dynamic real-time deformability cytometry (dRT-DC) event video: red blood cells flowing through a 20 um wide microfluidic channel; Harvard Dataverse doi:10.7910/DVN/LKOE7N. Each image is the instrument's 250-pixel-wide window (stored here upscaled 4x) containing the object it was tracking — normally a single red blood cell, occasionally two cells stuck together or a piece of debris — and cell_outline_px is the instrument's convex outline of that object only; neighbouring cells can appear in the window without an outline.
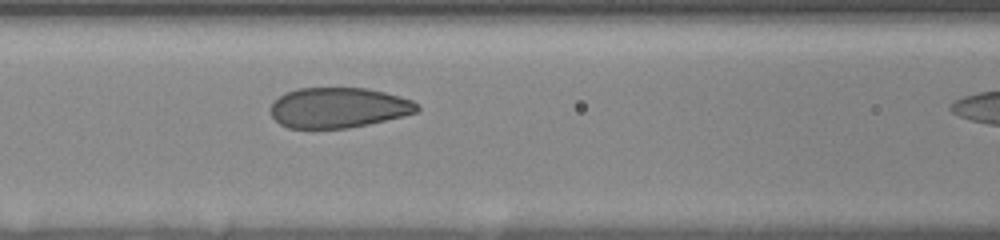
{"species": "human", "species_latin": "Homo sapiens", "temperature_condition": "room temperature", "stored_images_in_passage": 11, "camera_frame_rate_fps": 3000, "um_per_image_px": 0.085, "donor": {"sex": "female"}, "frame": {"image": 1, "passage_image": 10, "time_ms": 4.667, "image_size_px": [1000, 240], "cell_outline_px": [[420, 108], [416, 112], [404, 116], [368, 124], [348, 128], [288, 128], [280, 124], [272, 116], [272, 104], [284, 92], [296, 88], [364, 88], [384, 92], [400, 96], [412, 100]], "centroid_in_image_um": [28.77, 9.15], "position_along_channel_um": 137.8, "area_um2": 34.28}}